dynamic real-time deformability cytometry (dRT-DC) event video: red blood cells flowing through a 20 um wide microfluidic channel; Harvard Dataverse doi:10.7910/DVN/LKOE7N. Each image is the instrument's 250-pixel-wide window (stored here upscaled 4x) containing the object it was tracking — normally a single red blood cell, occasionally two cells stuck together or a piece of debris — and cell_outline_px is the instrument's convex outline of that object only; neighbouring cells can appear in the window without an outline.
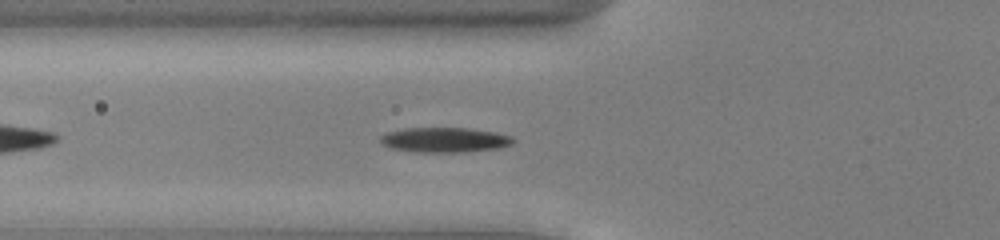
{"species": "common noctule bat (a hibernating species)", "species_latin": "Nyctalus noctula", "temperature_condition": "cold", "stored_images_in_passage": 40, "camera_frame_rate_fps": 3000, "um_per_image_px": 0.085, "animal": {"sex": "male", "body_mass_g": 13.0, "forearm_length_mm": 53.1}, "frame": {"image": 1, "passage_image": 7, "time_ms": 2.0, "image_size_px": [1000, 240], "cell_outline_px": [[516, 140], [512, 144], [500, 148], [468, 152], [416, 152], [392, 148], [380, 144], [380, 136], [388, 132], [404, 128], [468, 128], [496, 132], [512, 136]], "centroid_in_image_um": [37.82, 11.89], "position_along_channel_um": 88.0, "area_um2": 19.48}}
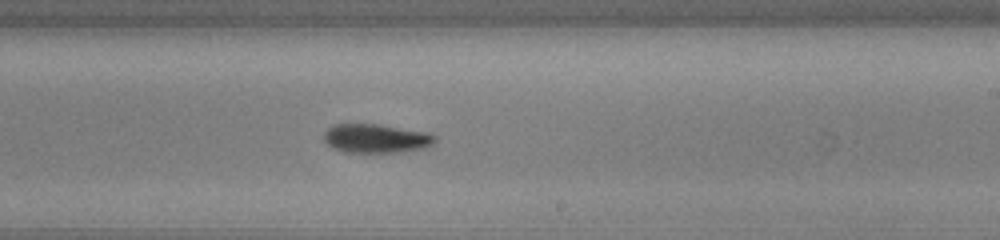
{"frame": {"image": 2, "passage_image": 20, "time_ms": 6.333, "image_size_px": [1000, 240], "cell_outline_px": [[436, 140], [432, 144], [424, 148], [400, 152], [344, 152], [332, 148], [324, 140], [324, 132], [328, 128], [336, 124], [380, 124], [428, 132], [436, 136]], "centroid_in_image_um": [31.97, 11.76], "position_along_channel_um": 257.0, "area_um2": 18.79}}
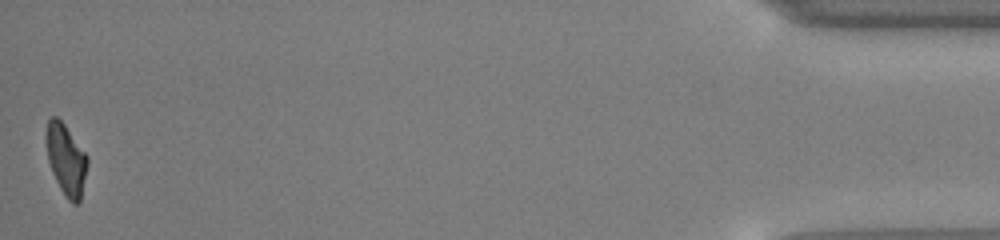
{"frame": {"image": 3, "passage_image": 40, "time_ms": 13.0, "image_size_px": [1000, 240], "cell_outline_px": [[88, 164], [80, 200], [76, 204], [72, 204], [64, 196], [52, 172], [48, 160], [44, 136], [48, 120], [52, 116], [56, 116], [64, 124], [88, 156]], "centroid_in_image_um": [5.6, 13.55], "position_along_channel_um": 429.6, "area_um2": 17.17}, "authors_computed_cell_mechanics": {"area_um2": 18.4382, "velocity_mm_per_s": 3.8961, "shape_relaxation_time_tau1_ms": 1.8511, "shape_relaxation_time_tau2_ms": 7.965, "deformation_change_tau1": 0.0958, "deformation_change_tau2": 0.1484}}